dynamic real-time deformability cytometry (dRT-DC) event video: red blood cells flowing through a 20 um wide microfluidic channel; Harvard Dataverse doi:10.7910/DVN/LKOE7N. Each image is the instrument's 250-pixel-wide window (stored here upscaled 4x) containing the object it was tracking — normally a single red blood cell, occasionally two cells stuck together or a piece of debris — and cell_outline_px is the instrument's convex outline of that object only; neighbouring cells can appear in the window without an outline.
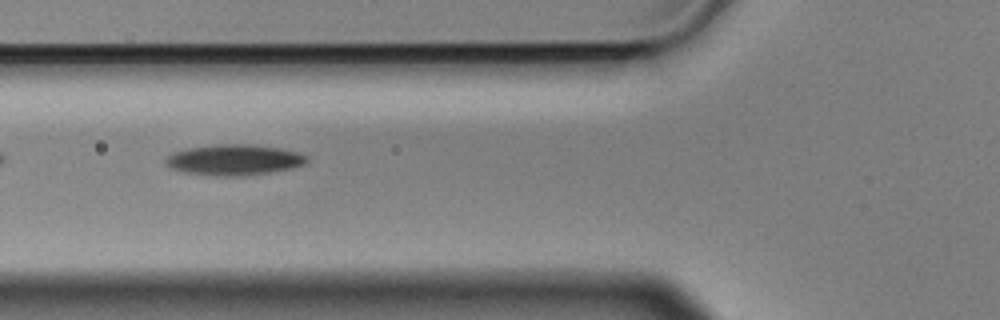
{"species": "Egyptian fruit bat (a non-hibernating species)", "species_latin": "Rousettus aegyptiacus", "temperature_condition": "cold", "stored_images_in_passage": 15, "camera_frame_rate_fps": 3000, "um_per_image_px": 0.085, "animal": {"sex": "male"}, "frame": {"image": 1, "passage_image": 6, "time_ms": 1.667, "image_size_px": [1000, 320], "cell_outline_px": [[308, 160], [304, 164], [292, 168], [268, 172], [240, 176], [216, 176], [184, 172], [168, 168], [164, 164], [164, 160], [172, 152], [188, 148], [216, 144], [248, 144], [280, 148], [296, 152], [308, 156]], "centroid_in_image_um": [19.84, 13.58], "position_along_channel_um": 106.0, "area_um2": 25.32}}
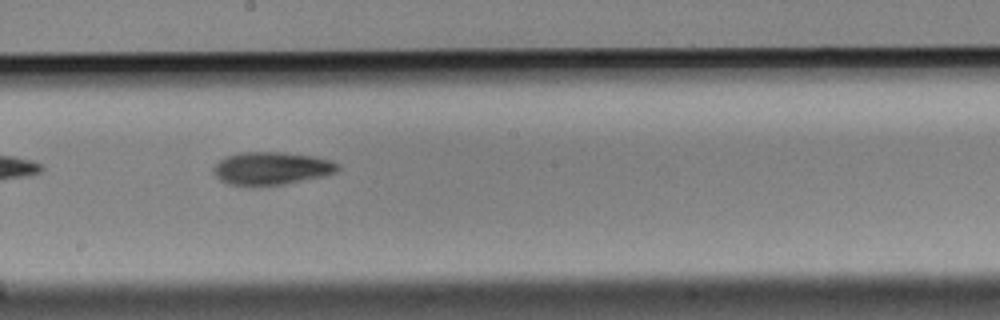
{"frame": {"image": 2, "passage_image": 9, "time_ms": 2.667, "image_size_px": [1000, 320], "cell_outline_px": [[340, 168], [336, 172], [320, 176], [284, 184], [228, 184], [220, 180], [212, 172], [212, 168], [224, 156], [240, 152], [280, 152], [312, 156], [328, 160], [340, 164]], "centroid_in_image_um": [23.04, 14.28], "position_along_channel_um": 225.2, "area_um2": 23.29}}
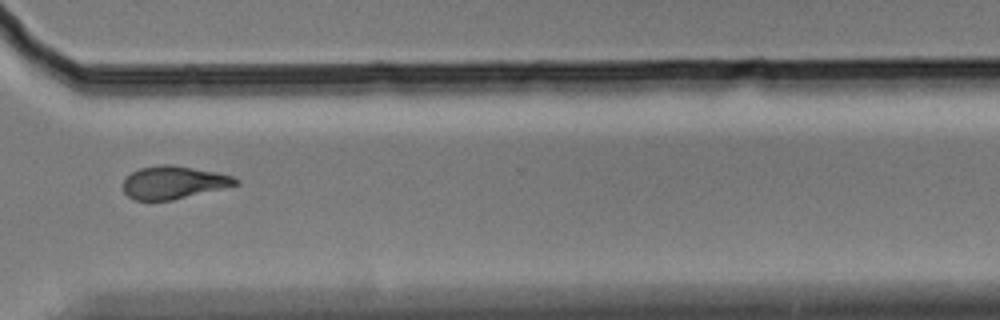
{"frame": {"image": 3, "passage_image": 12, "time_ms": 3.667, "image_size_px": [1000, 320], "cell_outline_px": [[240, 184], [172, 200], [132, 200], [124, 192], [124, 180], [132, 172], [140, 168], [160, 164], [172, 164], [216, 172], [232, 176], [240, 180]], "centroid_in_image_um": [14.76, 15.5], "position_along_channel_um": 355.8, "area_um2": 21.44}}